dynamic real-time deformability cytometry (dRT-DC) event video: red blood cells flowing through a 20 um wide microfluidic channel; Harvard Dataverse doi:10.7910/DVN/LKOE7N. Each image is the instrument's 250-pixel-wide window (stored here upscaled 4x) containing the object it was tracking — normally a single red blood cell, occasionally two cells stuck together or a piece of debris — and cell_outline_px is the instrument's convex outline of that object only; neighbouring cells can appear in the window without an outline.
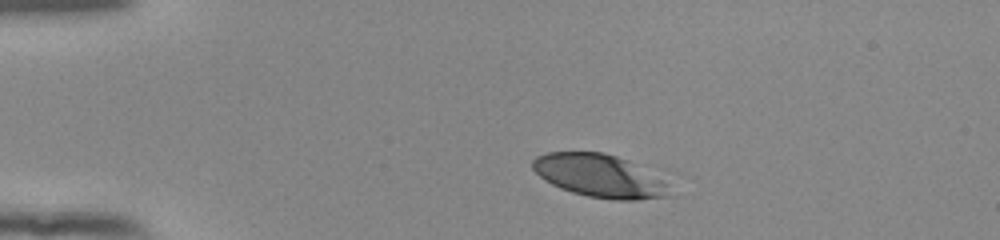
{"species": "human", "species_latin": "Homo sapiens", "temperature_condition": "room temperature", "stored_images_in_passage": 43, "camera_frame_rate_fps": 3000, "um_per_image_px": 0.085, "donor": {"sex": "female"}, "frame": {"image": 1, "passage_image": 1, "time_ms": 0.0, "image_size_px": [1000, 240], "cell_outline_px": [[648, 196], [596, 196], [580, 192], [556, 184], [548, 180], [540, 172], [544, 156], [556, 152], [596, 152], [608, 156]], "centroid_in_image_um": [50.06, 14.82], "position_along_channel_um": 34.9, "area_um2": 23.12}}
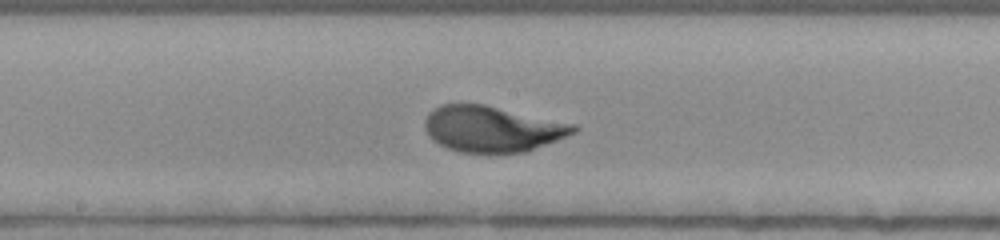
{"frame": {"image": 2, "passage_image": 19, "time_ms": 6.0, "image_size_px": [1000, 240], "cell_outline_px": [[572, 128], [548, 140], [528, 148], [464, 148], [448, 144], [440, 136], [452, 108], [488, 108]], "centroid_in_image_um": [42.17, 11.01], "position_along_channel_um": 206.0, "area_um2": 27.17}}
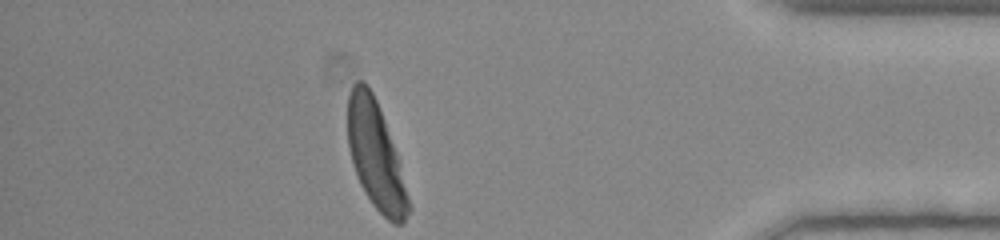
{"frame": {"image": 3, "passage_image": 37, "time_ms": 12.0, "image_size_px": [1000, 240], "cell_outline_px": [[404, 204], [400, 220], [392, 220], [372, 200], [356, 168], [352, 152], [348, 132], [348, 104], [352, 92], [356, 84], [364, 84], [368, 88], [376, 104], [380, 116], [404, 196]], "centroid_in_image_um": [31.76, 13.02], "position_along_channel_um": 403.4, "area_um2": 30.69}}